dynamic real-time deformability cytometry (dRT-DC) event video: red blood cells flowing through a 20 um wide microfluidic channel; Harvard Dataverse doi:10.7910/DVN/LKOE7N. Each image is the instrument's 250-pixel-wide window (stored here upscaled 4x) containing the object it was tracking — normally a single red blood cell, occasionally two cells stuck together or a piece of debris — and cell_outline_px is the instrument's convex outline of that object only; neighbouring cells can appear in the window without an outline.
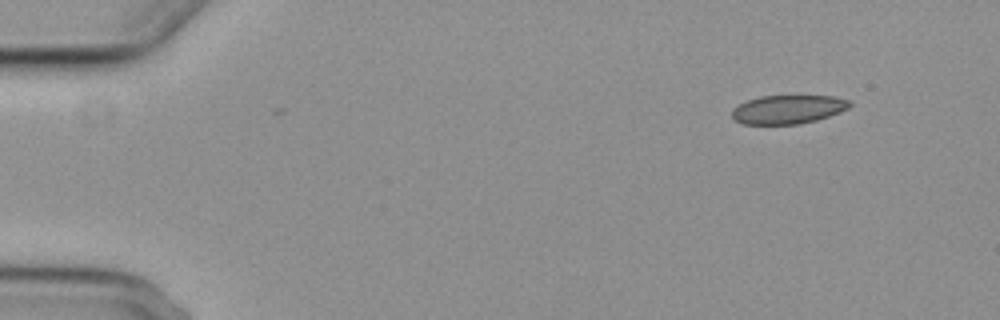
{"species": "common noctule bat (a hibernating species)", "species_latin": "Nyctalus noctula", "temperature_condition": "cold", "stored_images_in_passage": 4, "camera_frame_rate_fps": 3000, "um_per_image_px": 0.085, "animal": {"sex": "female", "body_mass_g": 29.2, "forearm_length_mm": 56.3}, "frame": {"image": 1, "passage_image": 1, "time_ms": 0.0, "image_size_px": [1000, 320], "cell_outline_px": [[852, 104], [848, 108], [840, 112], [816, 120], [796, 124], [744, 124], [736, 120], [732, 116], [732, 108], [748, 100], [760, 96], [832, 96], [848, 100]], "centroid_in_image_um": [66.97, 9.29], "position_along_channel_um": 18.0, "area_um2": 19.48}}
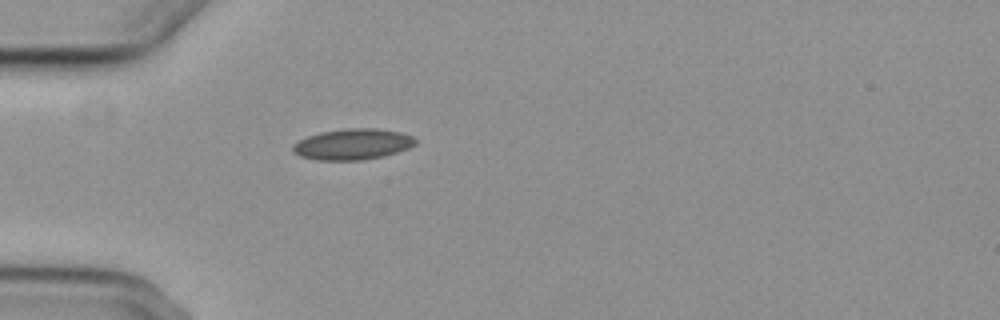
{"frame": {"image": 2, "passage_image": 4, "time_ms": 3.667, "image_size_px": [1000, 320], "cell_outline_px": [[416, 144], [408, 148], [384, 156], [360, 160], [316, 160], [300, 156], [292, 152], [292, 144], [308, 136], [320, 132], [344, 128], [376, 128], [400, 132], [412, 136], [416, 140]], "centroid_in_image_um": [29.95, 12.26], "position_along_channel_um": 55.0, "area_um2": 22.14}}